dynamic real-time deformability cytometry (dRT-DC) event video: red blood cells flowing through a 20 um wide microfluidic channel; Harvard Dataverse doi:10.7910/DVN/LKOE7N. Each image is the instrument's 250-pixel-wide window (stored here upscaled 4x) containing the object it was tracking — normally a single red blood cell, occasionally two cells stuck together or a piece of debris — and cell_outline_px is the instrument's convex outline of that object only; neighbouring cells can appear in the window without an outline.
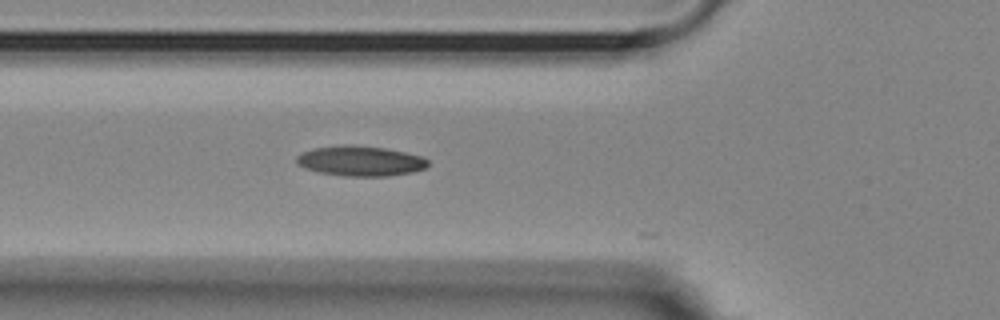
{"species": "Egyptian fruit bat (a non-hibernating species)", "species_latin": "Rousettus aegyptiacus", "temperature_condition": "room temperature", "stored_images_in_passage": 13, "camera_frame_rate_fps": 3000, "um_per_image_px": 0.085, "animal": {"sex": "female"}, "frame": {"image": 1, "passage_image": 2, "time_ms": 0.333, "image_size_px": [1000, 320], "cell_outline_px": [[428, 164], [424, 168], [412, 172], [388, 176], [344, 176], [320, 172], [308, 168], [300, 164], [296, 160], [296, 156], [300, 152], [312, 148], [344, 144], [348, 144], [384, 148], [404, 152], [420, 156], [428, 160]], "centroid_in_image_um": [30.61, 13.67], "position_along_channel_um": 95.2, "area_um2": 22.89}}
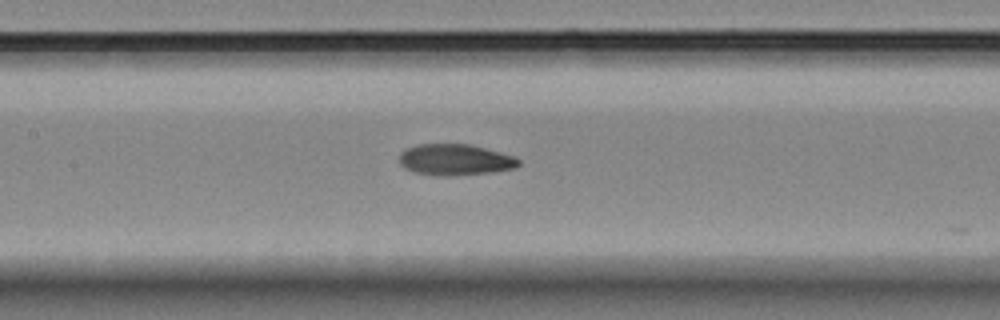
{"frame": {"image": 2, "passage_image": 8, "time_ms": 2.333, "image_size_px": [1000, 320], "cell_outline_px": [[520, 164], [516, 168], [492, 172], [444, 176], [416, 172], [404, 168], [400, 164], [400, 152], [416, 144], [472, 144], [500, 152], [512, 156], [520, 160]], "centroid_in_image_um": [38.69, 13.57], "position_along_channel_um": 168.7, "area_um2": 21.56}}
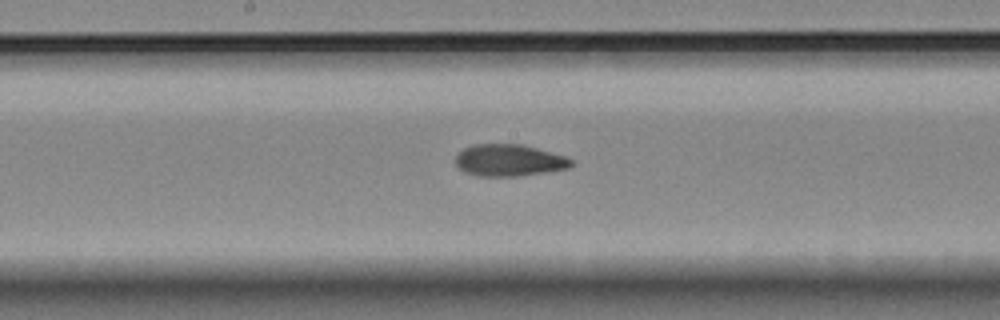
{"frame": {"image": 3, "passage_image": 11, "time_ms": 3.333, "image_size_px": [1000, 320], "cell_outline_px": [[572, 164], [568, 168], [516, 176], [480, 176], [464, 172], [456, 164], [456, 156], [464, 148], [472, 144], [520, 144], [536, 148], [564, 156], [572, 160]], "centroid_in_image_um": [43.23, 13.62], "position_along_channel_um": 205.0, "area_um2": 21.1}}